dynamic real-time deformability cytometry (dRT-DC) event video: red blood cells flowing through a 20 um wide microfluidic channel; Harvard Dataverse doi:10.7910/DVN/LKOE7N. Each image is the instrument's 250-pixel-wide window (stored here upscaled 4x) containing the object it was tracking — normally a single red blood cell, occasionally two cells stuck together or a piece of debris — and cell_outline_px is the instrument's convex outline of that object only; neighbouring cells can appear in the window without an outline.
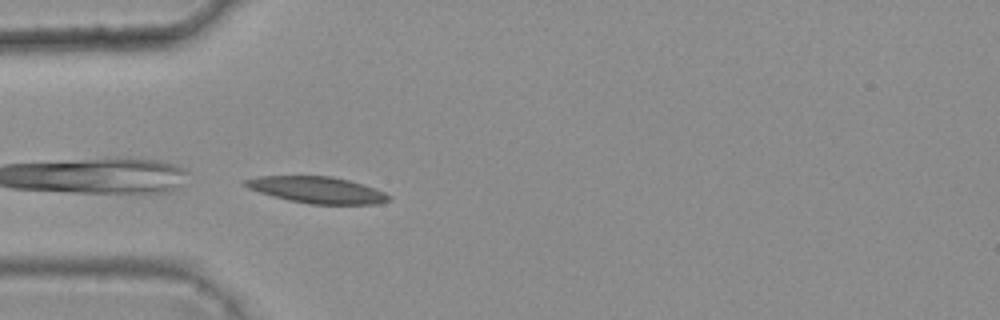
{"species": "common noctule bat (a hibernating species)", "species_latin": "Nyctalus noctula", "temperature_condition": "warm", "stored_images_in_passage": 3, "camera_frame_rate_fps": 3000, "um_per_image_px": 0.085, "animal": {"sex": "female", "body_mass_g": 25.1}, "frame": {"image": 1, "passage_image": 3, "time_ms": 0.667, "image_size_px": [1000, 320], "cell_outline_px": [[392, 200], [380, 204], [308, 204], [288, 200], [272, 196], [248, 188], [240, 184], [244, 180], [260, 176], [332, 176], [348, 180], [384, 192], [392, 196]], "centroid_in_image_um": [26.94, 16.15], "position_along_channel_um": 58.1, "area_um2": 22.2}}